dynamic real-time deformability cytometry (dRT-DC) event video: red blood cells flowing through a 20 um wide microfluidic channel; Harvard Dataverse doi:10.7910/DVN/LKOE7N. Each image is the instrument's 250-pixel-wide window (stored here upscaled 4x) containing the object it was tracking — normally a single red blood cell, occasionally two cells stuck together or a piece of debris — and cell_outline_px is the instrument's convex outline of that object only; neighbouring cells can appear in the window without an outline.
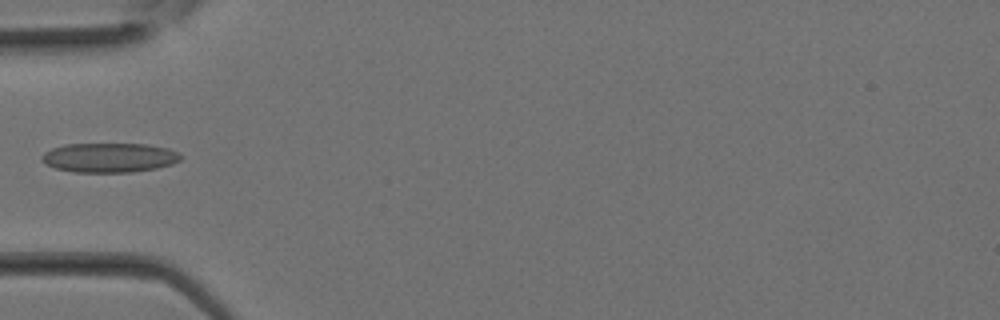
{"species": "Egyptian fruit bat (a non-hibernating species)", "species_latin": "Rousettus aegyptiacus", "temperature_condition": "room temperature", "stored_images_in_passage": 11, "camera_frame_rate_fps": 3000, "um_per_image_px": 0.085, "animal": {"sex": "female"}, "frame": {"image": 1, "passage_image": 10, "time_ms": 3.0, "image_size_px": [1000, 320], "cell_outline_px": [[184, 156], [180, 160], [172, 164], [156, 168], [132, 172], [72, 172], [56, 168], [40, 160], [40, 156], [44, 152], [52, 148], [64, 144], [144, 144], [168, 148], [180, 152]], "centroid_in_image_um": [9.31, 13.39], "position_along_channel_um": 75.7, "area_um2": 23.99}}